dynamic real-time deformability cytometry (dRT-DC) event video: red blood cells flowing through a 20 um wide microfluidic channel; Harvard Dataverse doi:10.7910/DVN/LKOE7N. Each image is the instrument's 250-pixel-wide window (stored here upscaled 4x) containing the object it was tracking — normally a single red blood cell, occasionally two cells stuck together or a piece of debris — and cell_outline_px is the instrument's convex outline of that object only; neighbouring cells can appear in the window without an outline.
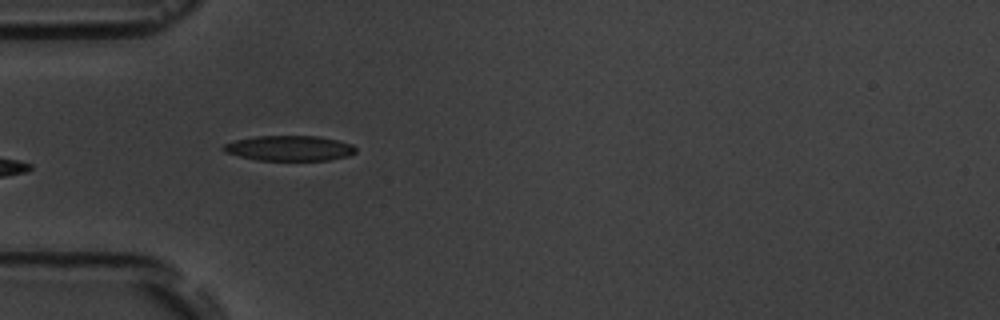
{"species": "common noctule bat (a hibernating species)", "species_latin": "Nyctalus noctula", "temperature_condition": "room temperature", "stored_images_in_passage": 7, "camera_frame_rate_fps": 3000, "um_per_image_px": 0.085, "animal": {"sex": "male", "body_mass_g": 19.5, "forearm_length_mm": 54.6}, "frame": {"image": 1, "passage_image": 6, "time_ms": 5.667, "image_size_px": [1000, 320], "cell_outline_px": [[356, 152], [348, 156], [328, 160], [256, 160], [224, 152], [220, 148], [224, 144], [236, 140], [256, 136], [320, 136], [352, 144], [356, 148]], "centroid_in_image_um": [24.59, 12.6], "position_along_channel_um": 60.4, "area_um2": 19.42}}
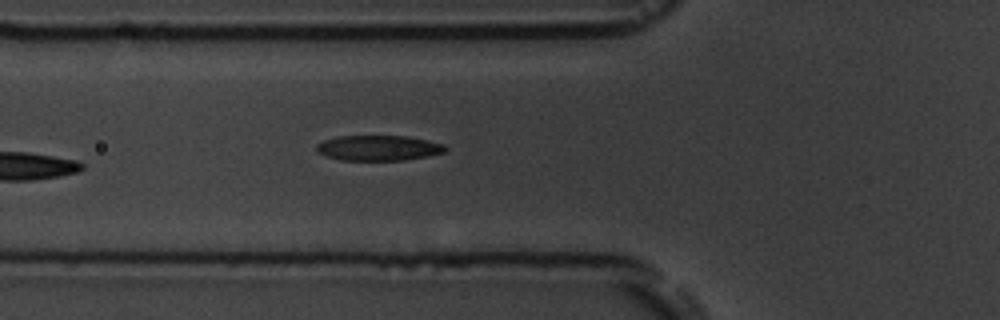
{"frame": {"image": 2, "passage_image": 7, "time_ms": 6.667, "image_size_px": [1000, 320], "cell_outline_px": [[448, 148], [444, 152], [428, 156], [404, 160], [340, 160], [324, 156], [316, 148], [316, 144], [324, 140], [336, 136], [408, 136], [428, 140], [444, 144]], "centroid_in_image_um": [32.18, 12.57], "position_along_channel_um": 93.6, "area_um2": 19.07}}